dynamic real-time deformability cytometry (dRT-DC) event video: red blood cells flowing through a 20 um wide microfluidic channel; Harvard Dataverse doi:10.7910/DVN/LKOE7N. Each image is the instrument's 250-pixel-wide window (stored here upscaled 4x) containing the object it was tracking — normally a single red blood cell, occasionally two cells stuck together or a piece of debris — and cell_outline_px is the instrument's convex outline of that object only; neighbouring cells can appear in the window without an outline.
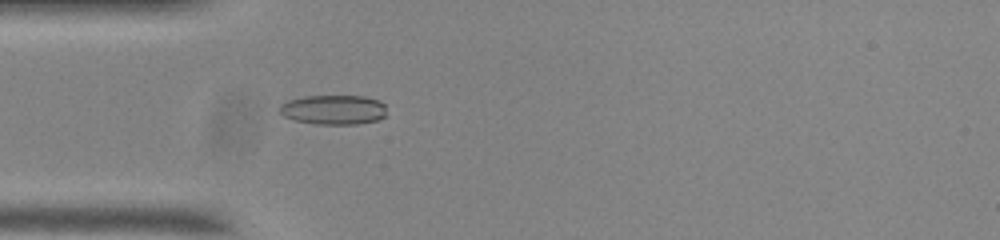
{"species": "common noctule bat (a hibernating species)", "species_latin": "Nyctalus noctula", "temperature_condition": "room temperature", "stored_images_in_passage": 31, "camera_frame_rate_fps": 3000, "um_per_image_px": 0.085, "animal": {"sex": "male", "body_mass_g": 20.0, "forearm_length_mm": 53.3}, "frame": {"image": 1, "passage_image": 1, "time_ms": 0.0, "image_size_px": [1000, 240], "cell_outline_px": [[384, 116], [376, 120], [356, 124], [316, 124], [296, 120], [284, 116], [280, 112], [280, 104], [288, 100], [304, 96], [364, 96], [380, 100], [384, 104]], "centroid_in_image_um": [28.33, 9.31], "position_along_channel_um": 56.7, "area_um2": 18.32}}
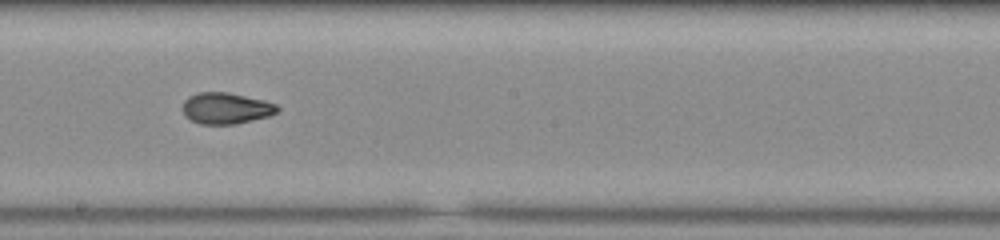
{"frame": {"image": 2, "passage_image": 15, "time_ms": 4.667, "image_size_px": [1000, 240], "cell_outline_px": [[280, 108], [276, 112], [268, 116], [236, 124], [200, 124], [184, 116], [180, 108], [184, 100], [188, 96], [196, 92], [228, 92], [264, 100], [276, 104]], "centroid_in_image_um": [19.15, 9.19], "position_along_channel_um": 229.0, "area_um2": 17.46}}
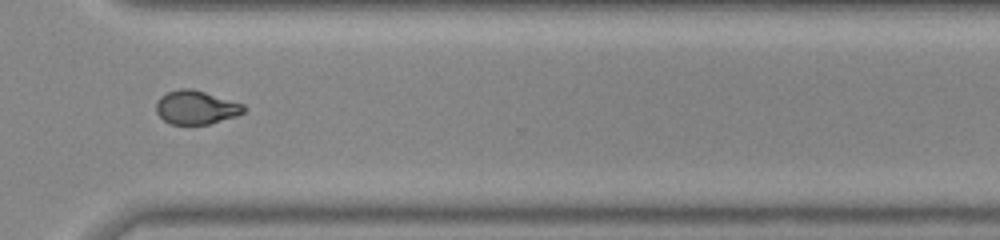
{"frame": {"image": 3, "passage_image": 25, "time_ms": 8.0, "image_size_px": [1000, 240], "cell_outline_px": [[248, 108], [244, 112], [236, 116], [208, 124], [172, 124], [164, 120], [156, 112], [156, 104], [160, 96], [168, 92], [180, 88], [192, 88], [244, 104]], "centroid_in_image_um": [16.68, 9.12], "position_along_channel_um": 353.9, "area_um2": 17.17}, "authors_computed_cell_mechanics": {"area_um2": 17.2244, "velocity_mm_per_s": 3.7421, "shape_relaxation_time_tau1_ms": null, "shape_relaxation_time_tau2_ms": 1.6136, "deformation_change_tau1": null, "deformation_change_tau2": 0.0703}}